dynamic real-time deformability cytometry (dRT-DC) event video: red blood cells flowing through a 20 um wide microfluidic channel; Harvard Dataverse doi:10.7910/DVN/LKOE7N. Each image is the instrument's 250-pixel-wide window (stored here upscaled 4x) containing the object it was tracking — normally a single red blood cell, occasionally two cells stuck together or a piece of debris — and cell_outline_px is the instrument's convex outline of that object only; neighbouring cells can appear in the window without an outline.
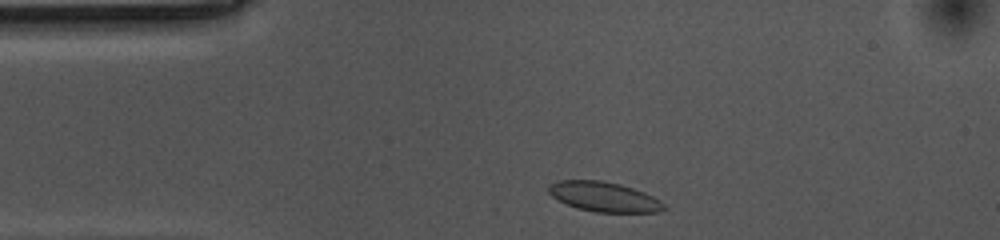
{"species": "common noctule bat (a hibernating species)", "species_latin": "Nyctalus noctula", "temperature_condition": "cold", "stored_images_in_passage": 35, "camera_frame_rate_fps": 3000, "um_per_image_px": 0.085, "animal": {"sex": "female", "body_mass_g": 10.0, "forearm_length_mm": 53.1}, "frame": {"image": 1, "passage_image": 2, "time_ms": 0.333, "image_size_px": [1000, 240], "cell_outline_px": [[668, 208], [660, 212], [596, 212], [576, 208], [552, 196], [548, 192], [548, 184], [556, 180], [600, 180], [620, 184], [644, 192], [660, 200]], "centroid_in_image_um": [51.34, 16.72], "position_along_channel_um": 33.7, "area_um2": 20.06}}
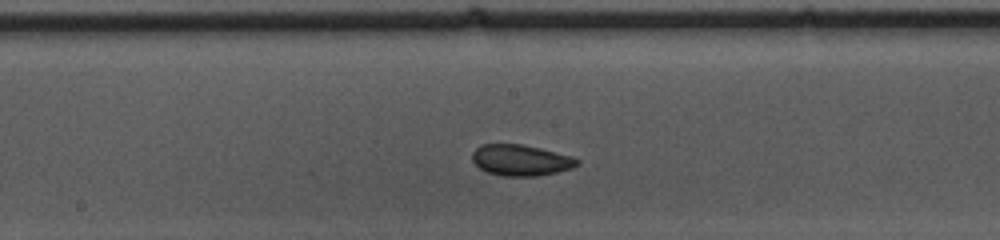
{"frame": {"image": 2, "passage_image": 19, "time_ms": 6.0, "image_size_px": [1000, 240], "cell_outline_px": [[580, 164], [572, 168], [556, 172], [536, 176], [504, 176], [488, 172], [480, 168], [472, 160], [472, 152], [480, 144], [520, 144], [540, 148], [572, 156], [580, 160]], "centroid_in_image_um": [44.28, 13.61], "position_along_channel_um": 203.9, "area_um2": 18.96}}
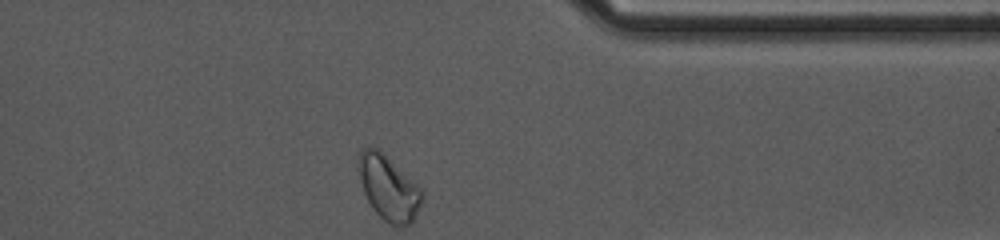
{"frame": {"image": 3, "passage_image": 35, "time_ms": 11.333, "image_size_px": [1000, 240], "cell_outline_px": [[424, 196], [412, 220], [408, 224], [388, 224], [372, 208], [364, 192], [356, 168], [356, 160], [360, 152], [364, 148], [376, 148], [416, 184], [420, 188]], "centroid_in_image_um": [32.97, 15.96], "position_along_channel_um": 378.4, "area_um2": 23.18}, "authors_computed_cell_mechanics": {"area_um2": 19.074, "velocity_mm_per_s": 3.5011, "shape_relaxation_time_tau1_ms": 10.4588, "shape_relaxation_time_tau2_ms": 10.3191, "deformation_change_tau1": 0.1265, "deformation_change_tau2": 0.0987}}